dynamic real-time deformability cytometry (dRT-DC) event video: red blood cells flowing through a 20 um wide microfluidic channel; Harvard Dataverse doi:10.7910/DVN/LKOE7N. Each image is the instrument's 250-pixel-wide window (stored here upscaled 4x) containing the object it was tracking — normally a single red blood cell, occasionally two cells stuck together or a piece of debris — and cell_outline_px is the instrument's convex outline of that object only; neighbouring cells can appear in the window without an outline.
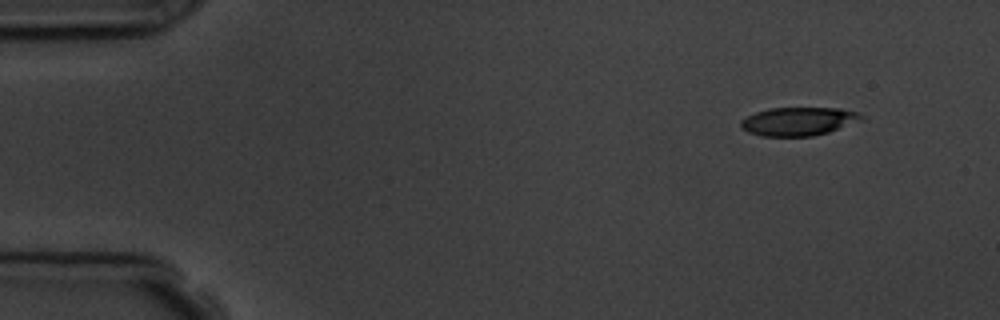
{"species": "common noctule bat (a hibernating species)", "species_latin": "Nyctalus noctula", "temperature_condition": "room temperature", "stored_images_in_passage": 4, "camera_frame_rate_fps": 3000, "um_per_image_px": 0.085, "animal": {"sex": "male", "body_mass_g": 19.5, "forearm_length_mm": 54.6}, "frame": {"image": 1, "passage_image": 1, "time_ms": 0.0, "image_size_px": [1000, 320], "cell_outline_px": [[864, 120], [828, 132], [812, 136], [760, 136], [748, 132], [740, 124], [740, 120], [756, 112], [768, 108], [840, 108], [860, 112], [864, 116]], "centroid_in_image_um": [67.92, 10.31], "position_along_channel_um": 17.1, "area_um2": 20.06}}
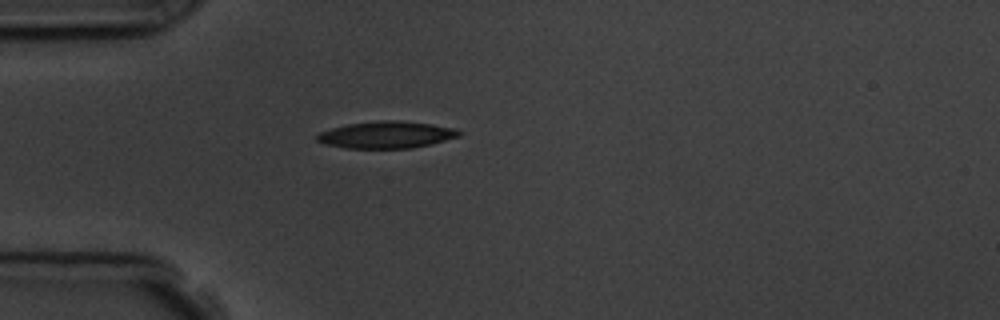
{"frame": {"image": 2, "passage_image": 4, "time_ms": 3.333, "image_size_px": [1000, 320], "cell_outline_px": [[464, 132], [460, 136], [432, 144], [412, 148], [344, 148], [324, 144], [316, 140], [316, 136], [320, 132], [332, 128], [348, 124], [380, 120], [396, 120], [432, 124], [456, 128]], "centroid_in_image_um": [32.88, 11.46], "position_along_channel_um": 52.1, "area_um2": 22.43}}